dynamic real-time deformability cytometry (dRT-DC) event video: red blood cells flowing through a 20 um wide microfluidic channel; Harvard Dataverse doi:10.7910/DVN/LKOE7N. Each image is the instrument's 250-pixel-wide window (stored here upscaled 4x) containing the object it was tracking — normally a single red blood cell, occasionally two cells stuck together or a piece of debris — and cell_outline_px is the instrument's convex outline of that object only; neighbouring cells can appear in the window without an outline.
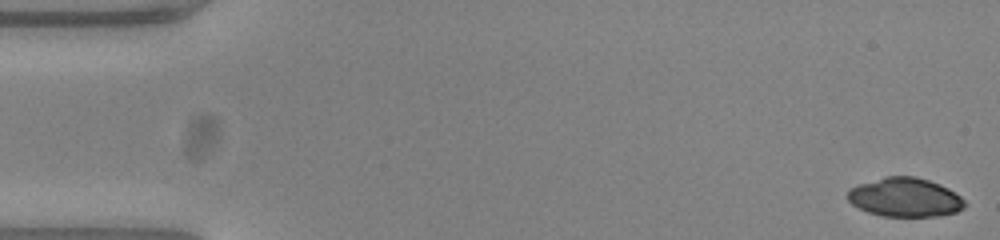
{"species": "common noctule bat (a hibernating species)", "species_latin": "Nyctalus noctula", "temperature_condition": "warm", "stored_images_in_passage": 54, "camera_frame_rate_fps": 3000, "um_per_image_px": 0.085, "animal": {"sex": "female", "body_mass_g": 23.0, "forearm_length_mm": 53.4}, "frame": {"image": 1, "passage_image": 1, "time_ms": 0.0, "image_size_px": [1000, 240], "cell_outline_px": [[968, 204], [964, 208], [956, 212], [940, 216], [880, 216], [868, 212], [852, 204], [848, 200], [848, 188], [856, 184], [884, 176], [916, 176], [940, 184], [956, 192]], "centroid_in_image_um": [76.93, 16.76], "position_along_channel_um": 8.1, "area_um2": 26.93}}